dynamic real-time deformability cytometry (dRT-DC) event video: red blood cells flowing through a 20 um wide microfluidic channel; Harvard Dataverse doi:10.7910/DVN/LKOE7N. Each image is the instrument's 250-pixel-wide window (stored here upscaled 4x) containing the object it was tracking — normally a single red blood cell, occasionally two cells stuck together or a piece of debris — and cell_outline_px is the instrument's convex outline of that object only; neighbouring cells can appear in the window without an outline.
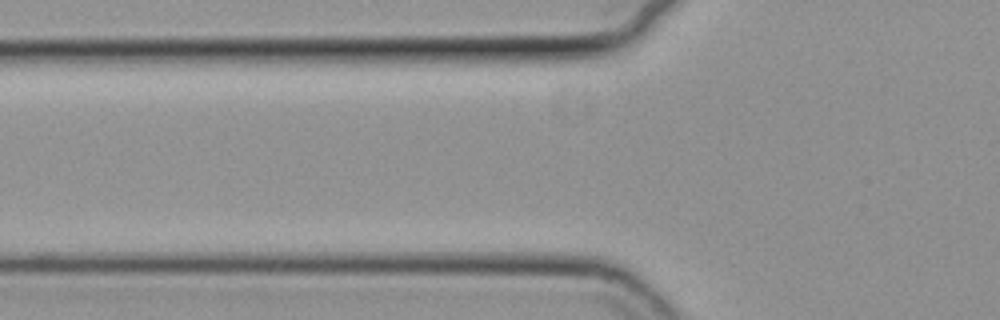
{"species": "common noctule bat (a hibernating species)", "species_latin": "Nyctalus noctula", "temperature_condition": "cold", "stored_images_in_passage": 5, "camera_frame_rate_fps": 3000, "um_per_image_px": 0.085, "animal": {"sex": "female", "body_mass_g": 19.3, "forearm_length_mm": 54.1}, "frame": {"image": 1, "passage_image": 2, "time_ms": 0.333, "image_size_px": [1000, 320], "cell_outline_px": [[172, 108], [156, 112], [88, 112], [40, 108], [24, 104], [28, 100], [156, 100], [172, 104]], "centroid_in_image_um": [8.7, 8.97], "position_along_channel_um": 117.1, "area_um2": 10.92}}